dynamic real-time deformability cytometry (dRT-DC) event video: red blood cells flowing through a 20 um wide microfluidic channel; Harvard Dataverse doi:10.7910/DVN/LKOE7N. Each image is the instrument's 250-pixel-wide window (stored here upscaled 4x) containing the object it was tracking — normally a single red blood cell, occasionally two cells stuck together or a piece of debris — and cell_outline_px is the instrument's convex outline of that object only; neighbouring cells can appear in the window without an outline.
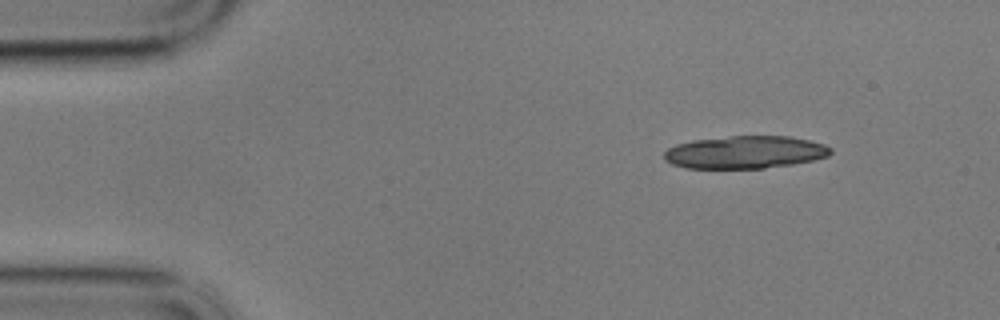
{"species": "common noctule bat (a hibernating species)", "species_latin": "Nyctalus noctula", "temperature_condition": "cold", "stored_images_in_passage": 14, "camera_frame_rate_fps": 3000, "um_per_image_px": 0.085, "animal": {"sex": "male", "body_mass_g": 17.9}, "frame": {"image": 1, "passage_image": 1, "time_ms": 0.0, "image_size_px": [1000, 320], "cell_outline_px": [[832, 152], [828, 156], [812, 160], [792, 164], [764, 168], [688, 168], [672, 164], [664, 160], [664, 152], [668, 148], [676, 144], [692, 140], [732, 136], [788, 136], [808, 140], [824, 144], [832, 148]], "centroid_in_image_um": [63.32, 12.94], "position_along_channel_um": 21.7, "area_um2": 31.62}}